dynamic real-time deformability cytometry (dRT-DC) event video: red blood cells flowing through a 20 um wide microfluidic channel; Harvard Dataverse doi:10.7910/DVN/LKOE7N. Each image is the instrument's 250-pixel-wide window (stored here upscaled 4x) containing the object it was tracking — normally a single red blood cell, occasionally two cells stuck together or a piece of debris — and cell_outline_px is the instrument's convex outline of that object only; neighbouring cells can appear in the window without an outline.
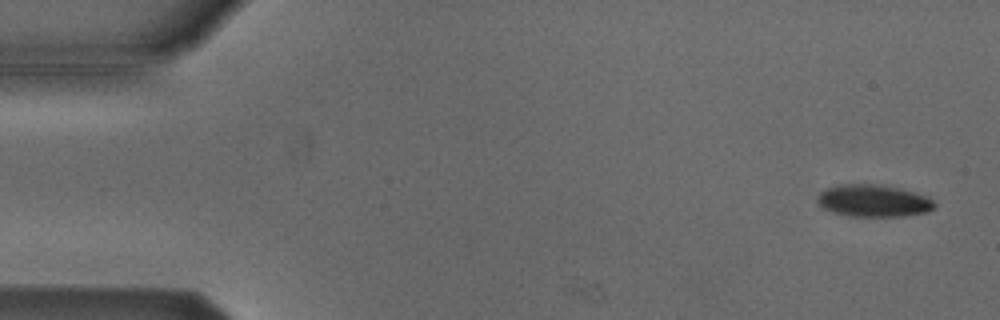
{"species": "Egyptian fruit bat (a non-hibernating species)", "species_latin": "Rousettus aegyptiacus", "temperature_condition": "cold", "stored_images_in_passage": 48, "camera_frame_rate_fps": 3000, "um_per_image_px": 0.085, "animal": {"sex": "male"}, "frame": {"image": 1, "passage_image": 3, "time_ms": 0.667, "image_size_px": [1000, 320], "cell_outline_px": [[936, 208], [928, 212], [904, 216], [848, 216], [832, 212], [824, 208], [816, 200], [820, 192], [836, 184], [876, 184], [900, 188], [928, 196], [936, 204]], "centroid_in_image_um": [74.27, 17.06], "position_along_channel_um": 10.7, "area_um2": 22.08}}
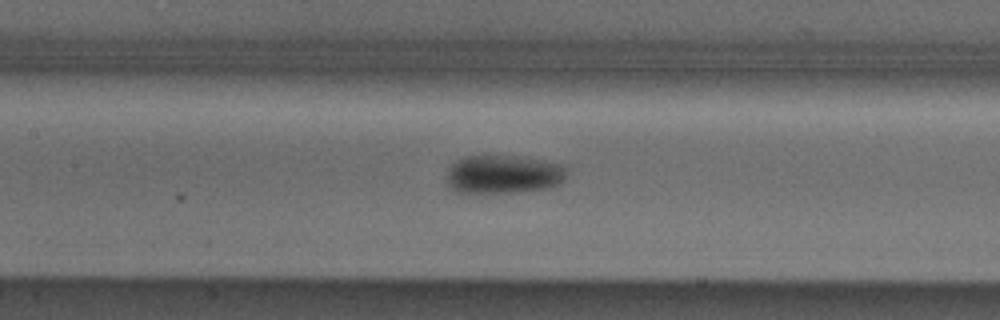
{"frame": {"image": 2, "passage_image": 25, "time_ms": 8.0, "image_size_px": [1000, 320], "cell_outline_px": [[564, 180], [560, 184], [548, 188], [516, 192], [456, 192], [444, 180], [452, 164], [456, 160], [464, 156], [508, 156], [564, 164]], "centroid_in_image_um": [42.74, 14.83], "position_along_channel_um": 164.7, "area_um2": 26.59}}
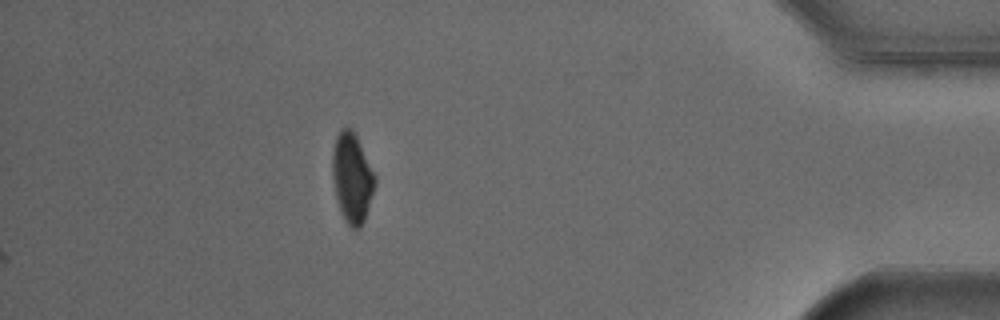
{"frame": {"image": 3, "passage_image": 48, "time_ms": 15.667, "image_size_px": [1000, 320], "cell_outline_px": [[376, 184], [364, 220], [360, 228], [348, 228], [344, 220], [336, 196], [332, 176], [332, 152], [336, 136], [340, 128], [352, 128], [376, 176]], "centroid_in_image_um": [29.92, 15.12], "position_along_channel_um": 405.3, "area_um2": 22.2}, "authors_computed_cell_mechanics": {"area_um2": 24.4783, "velocity_mm_per_s": 3.815, "shape_relaxation_time_tau1_ms": 2.7842, "shape_relaxation_time_tau2_ms": null, "deformation_change_tau1": 0.0986, "deformation_change_tau2": null}}